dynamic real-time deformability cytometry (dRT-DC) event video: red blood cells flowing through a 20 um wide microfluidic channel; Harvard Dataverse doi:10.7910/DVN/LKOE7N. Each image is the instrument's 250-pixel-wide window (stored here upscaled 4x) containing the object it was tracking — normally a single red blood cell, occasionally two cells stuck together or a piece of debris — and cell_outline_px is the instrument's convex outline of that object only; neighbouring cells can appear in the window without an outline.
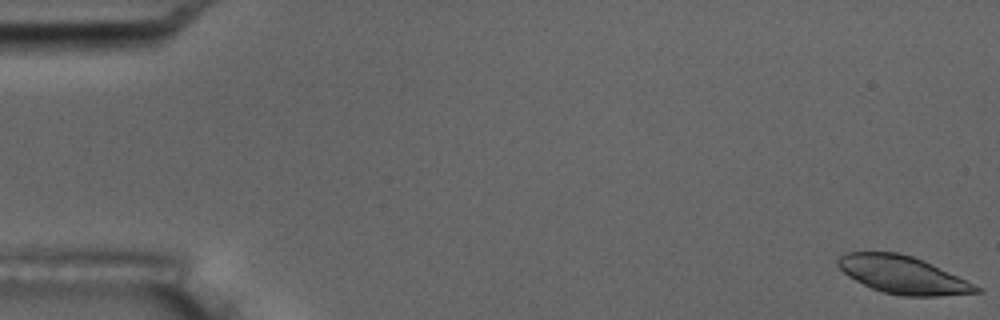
{"species": "common noctule bat (a hibernating species)", "species_latin": "Nyctalus noctula", "temperature_condition": "room temperature", "stored_images_in_passage": 7, "camera_frame_rate_fps": 3000, "um_per_image_px": 0.085, "animal": {"sex": "male", "body_mass_g": 17.5, "forearm_length_mm": 52.3}, "frame": {"image": 1, "passage_image": 1, "time_ms": 0.0, "image_size_px": [1000, 320], "cell_outline_px": [[984, 292], [936, 296], [900, 296], [884, 292], [872, 288], [848, 276], [836, 264], [836, 260], [840, 256], [848, 252], [900, 252], [912, 256], [932, 264], [984, 288]], "centroid_in_image_um": [76.77, 23.37], "position_along_channel_um": 8.2, "area_um2": 30.29}}